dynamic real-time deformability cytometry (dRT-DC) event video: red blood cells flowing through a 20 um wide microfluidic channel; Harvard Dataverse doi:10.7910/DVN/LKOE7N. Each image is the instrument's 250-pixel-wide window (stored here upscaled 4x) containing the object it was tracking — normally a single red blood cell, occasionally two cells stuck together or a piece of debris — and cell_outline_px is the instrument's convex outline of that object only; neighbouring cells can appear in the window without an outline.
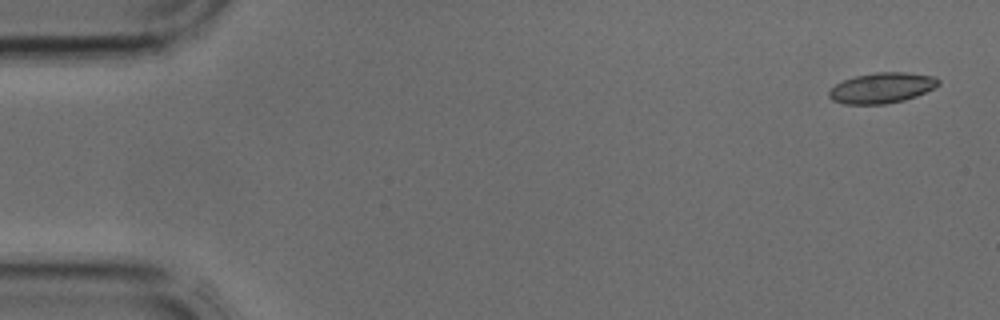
{"species": "common noctule bat (a hibernating species)", "species_latin": "Nyctalus noctula", "temperature_condition": "cold", "stored_images_in_passage": 3, "camera_frame_rate_fps": 3000, "um_per_image_px": 0.085, "animal": {"sex": "male", "body_mass_g": 17.9, "forearm_length_mm": 54.2}, "frame": {"image": 1, "passage_image": 1, "time_ms": 0.0, "image_size_px": [1000, 320], "cell_outline_px": [[940, 84], [916, 96], [904, 100], [884, 104], [844, 104], [832, 100], [828, 96], [828, 92], [836, 84], [844, 80], [856, 76], [876, 72], [904, 72], [936, 76], [940, 80]], "centroid_in_image_um": [74.96, 7.47], "position_along_channel_um": 10.0, "area_um2": 19.36}}
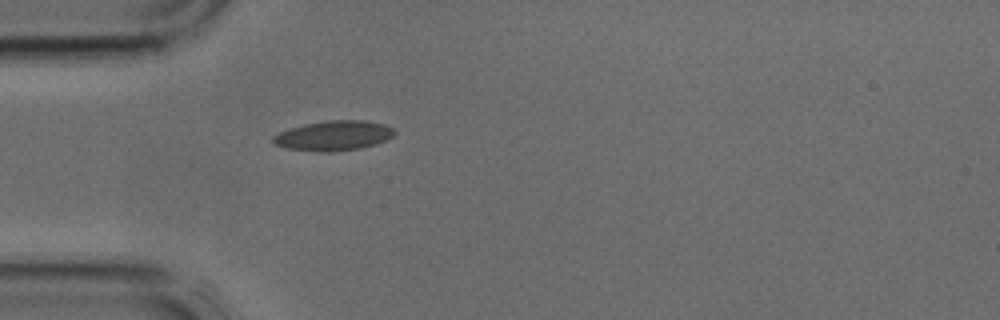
{"frame": {"image": 2, "passage_image": 3, "time_ms": 0.667, "image_size_px": [1000, 320], "cell_outline_px": [[396, 132], [392, 136], [376, 144], [360, 148], [332, 152], [320, 152], [288, 148], [276, 144], [272, 140], [272, 136], [288, 128], [304, 124], [328, 120], [364, 120], [384, 124], [392, 128]], "centroid_in_image_um": [28.35, 11.52], "position_along_channel_um": 56.6, "area_um2": 21.04}}